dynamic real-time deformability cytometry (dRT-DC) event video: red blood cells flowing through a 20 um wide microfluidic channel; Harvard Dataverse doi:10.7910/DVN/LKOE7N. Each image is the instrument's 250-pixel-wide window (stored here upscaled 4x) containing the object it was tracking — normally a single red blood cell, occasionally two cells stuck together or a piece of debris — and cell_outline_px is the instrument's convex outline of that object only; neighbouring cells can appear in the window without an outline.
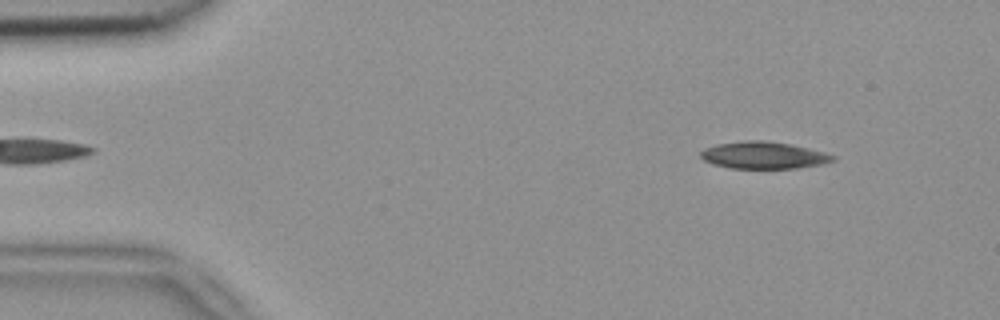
{"species": "common noctule bat (a hibernating species)", "species_latin": "Nyctalus noctula", "temperature_condition": "room temperature", "stored_images_in_passage": 7, "camera_frame_rate_fps": 3000, "um_per_image_px": 0.085, "animal": {"sex": "female", "body_mass_g": 18.4}, "frame": {"image": 1, "passage_image": 1, "time_ms": 0.0, "image_size_px": [1000, 320], "cell_outline_px": [[836, 160], [820, 164], [796, 168], [728, 168], [712, 164], [704, 160], [700, 156], [700, 152], [704, 148], [716, 144], [744, 140], [764, 140], [792, 144], [824, 152], [836, 156]], "centroid_in_image_um": [64.88, 13.19], "position_along_channel_um": 20.1, "area_um2": 20.92}}
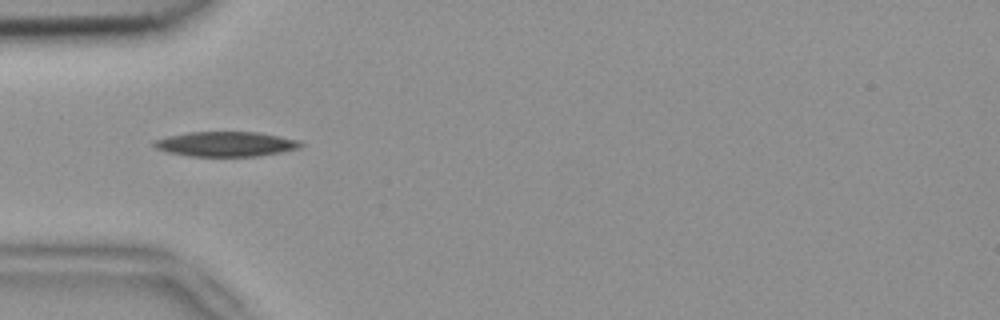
{"frame": {"image": 2, "passage_image": 4, "time_ms": 1.0, "image_size_px": [1000, 320], "cell_outline_px": [[304, 144], [300, 148], [260, 156], [188, 156], [168, 152], [156, 148], [152, 144], [152, 140], [168, 136], [188, 132], [256, 132], [300, 140]], "centroid_in_image_um": [19.18, 12.24], "position_along_channel_um": 65.8, "area_um2": 21.27}}
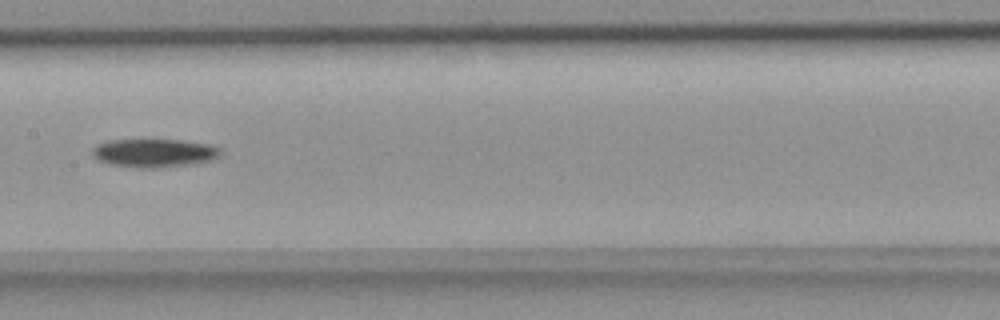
{"frame": {"image": 3, "passage_image": 7, "time_ms": 2.0, "image_size_px": [1000, 320], "cell_outline_px": [[224, 152], [220, 156], [212, 160], [188, 164], [152, 168], [148, 168], [112, 164], [100, 160], [92, 152], [92, 148], [96, 144], [108, 140], [184, 140], [212, 144], [220, 148]], "centroid_in_image_um": [13.18, 12.98], "position_along_channel_um": 194.2, "area_um2": 21.04}}